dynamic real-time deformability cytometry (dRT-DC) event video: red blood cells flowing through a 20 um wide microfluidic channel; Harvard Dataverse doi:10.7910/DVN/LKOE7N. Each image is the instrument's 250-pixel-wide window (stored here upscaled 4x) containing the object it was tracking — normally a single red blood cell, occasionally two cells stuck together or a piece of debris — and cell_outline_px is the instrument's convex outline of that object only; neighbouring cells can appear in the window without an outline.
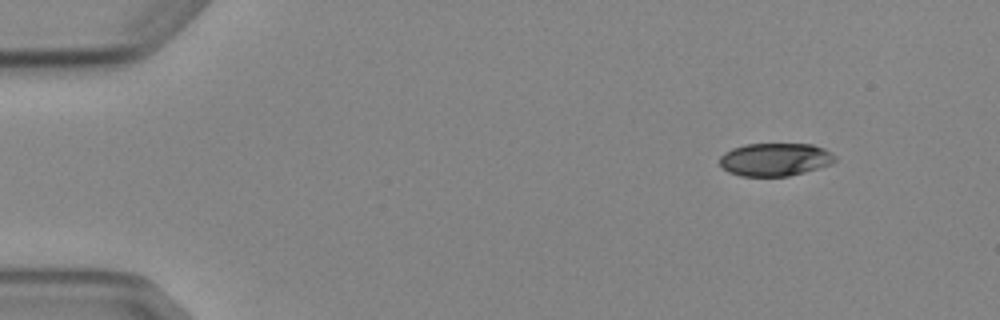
{"species": "Egyptian fruit bat (a non-hibernating species)", "species_latin": "Rousettus aegyptiacus", "temperature_condition": "cold", "stored_images_in_passage": 3, "segment_of_instrument_passage": [2, 2], "camera_frame_rate_fps": 3000, "um_per_image_px": 0.085, "animal": {"sex": "female"}, "frame": {"image": 1, "passage_image": 3, "time_ms": 2.667, "image_size_px": [1000, 320], "cell_outline_px": [[836, 160], [832, 164], [804, 172], [788, 176], [740, 176], [728, 172], [720, 164], [720, 156], [724, 152], [732, 148], [748, 144], [812, 144], [824, 148], [836, 156]], "centroid_in_image_um": [65.89, 13.55], "position_along_channel_um": 19.1, "area_um2": 22.2}}